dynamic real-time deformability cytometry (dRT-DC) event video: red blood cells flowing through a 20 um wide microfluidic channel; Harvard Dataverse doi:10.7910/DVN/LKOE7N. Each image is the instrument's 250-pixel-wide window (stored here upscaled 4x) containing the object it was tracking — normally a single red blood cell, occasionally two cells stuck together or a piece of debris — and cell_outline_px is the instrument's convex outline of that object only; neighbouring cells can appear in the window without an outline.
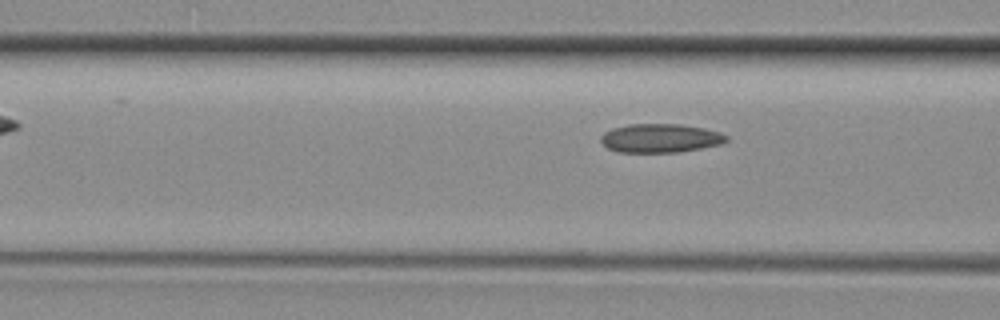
{"species": "common noctule bat (a hibernating species)", "species_latin": "Nyctalus noctula", "temperature_condition": "room temperature", "stored_images_in_passage": 4, "camera_frame_rate_fps": 3000, "um_per_image_px": 0.085, "animal": {"sex": "female", "body_mass_g": 29.2, "forearm_length_mm": 56.3}, "frame": {"image": 1, "passage_image": 4, "time_ms": 1.0, "image_size_px": [1000, 320], "cell_outline_px": [[728, 140], [720, 144], [700, 148], [676, 152], [620, 152], [608, 148], [600, 140], [600, 136], [604, 132], [612, 128], [628, 124], [680, 124], [704, 128], [720, 132], [728, 136]], "centroid_in_image_um": [56.12, 11.73], "position_along_channel_um": 110.5, "area_um2": 20.98}}